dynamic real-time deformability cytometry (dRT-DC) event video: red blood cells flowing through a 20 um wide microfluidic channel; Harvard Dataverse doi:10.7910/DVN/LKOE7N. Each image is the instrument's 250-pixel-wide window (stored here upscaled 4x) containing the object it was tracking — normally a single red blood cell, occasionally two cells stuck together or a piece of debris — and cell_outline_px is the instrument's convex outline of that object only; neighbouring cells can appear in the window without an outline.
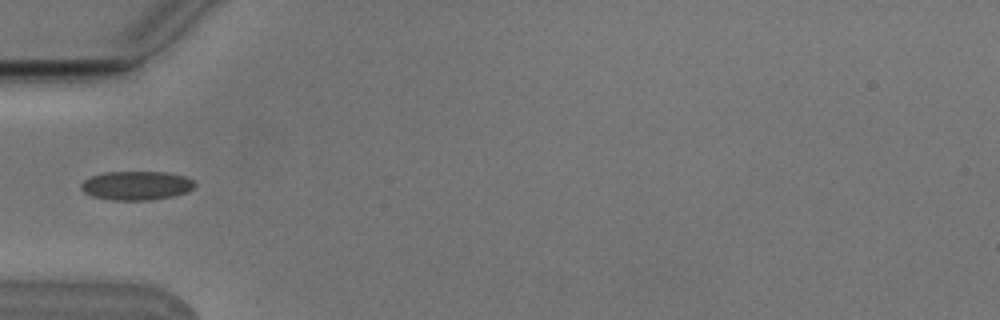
{"species": "Egyptian fruit bat (a non-hibernating species)", "species_latin": "Rousettus aegyptiacus", "temperature_condition": "cold", "stored_images_in_passage": 5, "camera_frame_rate_fps": 3000, "um_per_image_px": 0.085, "animal": {"sex": "male"}, "frame": {"image": 1, "passage_image": 5, "time_ms": 1.333, "image_size_px": [1000, 320], "cell_outline_px": [[196, 184], [188, 192], [172, 196], [148, 200], [112, 200], [92, 196], [84, 192], [80, 188], [80, 184], [84, 180], [92, 176], [104, 172], [164, 172], [184, 176], [192, 180]], "centroid_in_image_um": [11.57, 15.77], "position_along_channel_um": 73.4, "area_um2": 19.07}}